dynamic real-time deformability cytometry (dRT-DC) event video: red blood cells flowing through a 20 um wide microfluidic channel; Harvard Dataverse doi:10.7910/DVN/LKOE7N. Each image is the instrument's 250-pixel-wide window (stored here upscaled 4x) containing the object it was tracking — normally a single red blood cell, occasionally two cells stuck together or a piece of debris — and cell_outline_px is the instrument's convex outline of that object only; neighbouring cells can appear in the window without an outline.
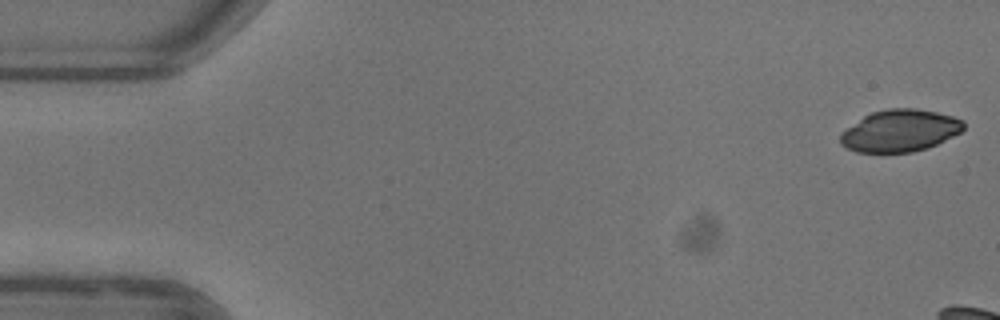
{"species": "common noctule bat (a hibernating species)", "species_latin": "Nyctalus noctula", "temperature_condition": "warm", "stored_images_in_passage": 8, "camera_frame_rate_fps": 3000, "um_per_image_px": 0.085, "animal": {"sex": "female"}, "frame": {"image": 1, "passage_image": 1, "time_ms": 0.0, "image_size_px": [1000, 320], "cell_outline_px": [[964, 128], [960, 132], [928, 148], [912, 152], [856, 152], [840, 144], [840, 132], [864, 116], [872, 112], [888, 108], [916, 108], [936, 112], [952, 116], [964, 120]], "centroid_in_image_um": [76.48, 11.1], "position_along_channel_um": 8.5, "area_um2": 30.11}}